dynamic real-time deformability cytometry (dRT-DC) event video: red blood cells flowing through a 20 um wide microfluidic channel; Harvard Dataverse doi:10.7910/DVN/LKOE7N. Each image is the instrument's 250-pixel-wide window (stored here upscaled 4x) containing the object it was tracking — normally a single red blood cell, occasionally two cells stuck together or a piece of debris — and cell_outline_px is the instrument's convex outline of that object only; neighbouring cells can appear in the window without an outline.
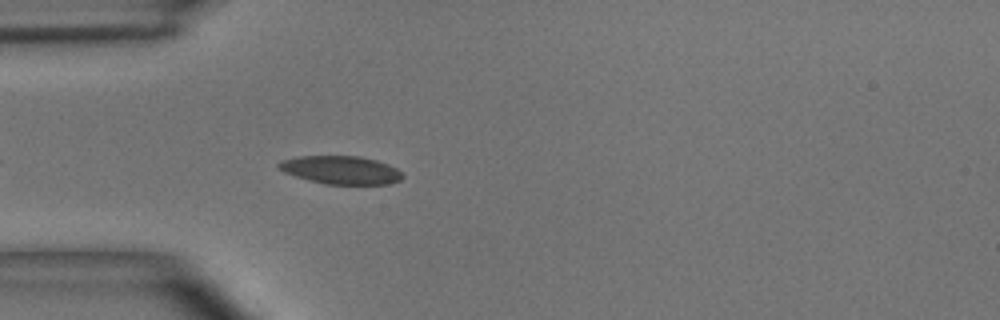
{"species": "common noctule bat (a hibernating species)", "species_latin": "Nyctalus noctula", "temperature_condition": "room temperature", "stored_images_in_passage": 14, "camera_frame_rate_fps": 3000, "um_per_image_px": 0.085, "animal": {"sex": "male", "body_mass_g": 15.6}, "frame": {"image": 1, "passage_image": 5, "time_ms": 1.333, "image_size_px": [1000, 320], "cell_outline_px": [[404, 176], [400, 180], [388, 184], [324, 184], [308, 180], [284, 172], [276, 168], [276, 164], [280, 160], [300, 156], [360, 156], [376, 160], [388, 164], [396, 168]], "centroid_in_image_um": [28.94, 14.44], "position_along_channel_um": 56.1, "area_um2": 20.4}}
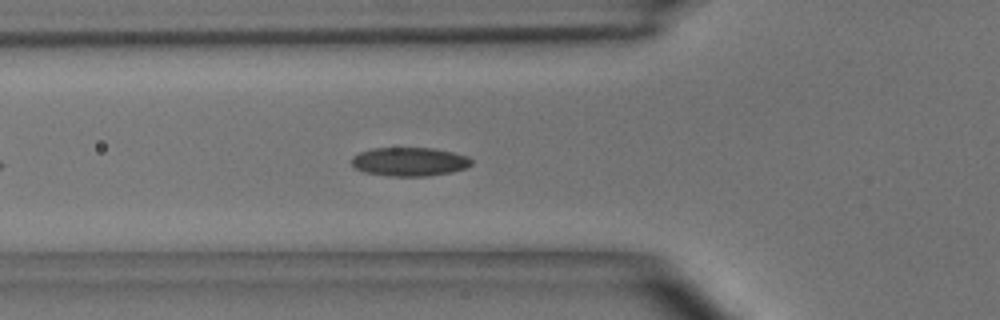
{"frame": {"image": 2, "passage_image": 8, "time_ms": 2.333, "image_size_px": [1000, 320], "cell_outline_px": [[472, 164], [468, 168], [452, 172], [428, 176], [388, 176], [364, 172], [356, 168], [352, 164], [352, 156], [360, 152], [372, 148], [432, 148], [452, 152], [468, 156], [472, 160]], "centroid_in_image_um": [34.83, 13.75], "position_along_channel_um": 91.0, "area_um2": 20.17}}